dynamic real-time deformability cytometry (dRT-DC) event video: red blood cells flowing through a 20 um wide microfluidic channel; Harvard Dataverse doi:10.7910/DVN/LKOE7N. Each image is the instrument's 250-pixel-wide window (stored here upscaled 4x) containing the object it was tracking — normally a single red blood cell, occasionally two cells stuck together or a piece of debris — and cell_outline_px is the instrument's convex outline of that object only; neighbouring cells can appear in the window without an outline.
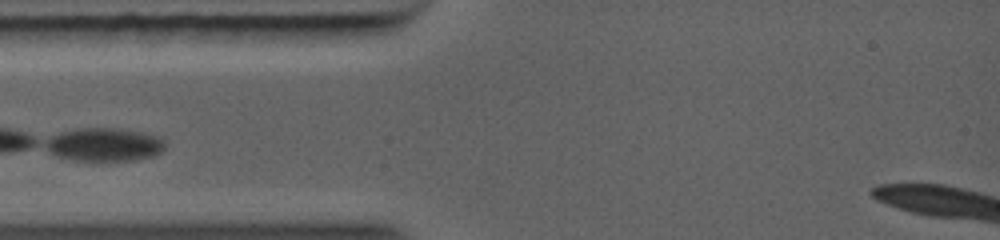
{"species": "common noctule bat (a hibernating species)", "species_latin": "Nyctalus noctula", "temperature_condition": "warm", "stored_images_in_passage": 1, "camera_frame_rate_fps": 5000, "um_per_image_px": 0.085, "animal": {"sex": "female", "body_mass_g": 19.0, "forearm_length_mm": 56.7}, "frame": {"image": 1, "passage_image": 1, "time_ms": 0.0, "image_size_px": [1000, 240], "cell_outline_px": [[160, 148], [156, 152], [140, 156], [120, 160], [88, 160], [68, 156], [56, 152], [44, 144], [48, 140], [56, 136], [68, 132], [96, 128], [100, 128], [128, 132], [144, 136], [156, 140], [160, 144]], "centroid_in_image_um": [8.73, 12.3], "position_along_channel_um": 76.3, "area_um2": 19.42}}